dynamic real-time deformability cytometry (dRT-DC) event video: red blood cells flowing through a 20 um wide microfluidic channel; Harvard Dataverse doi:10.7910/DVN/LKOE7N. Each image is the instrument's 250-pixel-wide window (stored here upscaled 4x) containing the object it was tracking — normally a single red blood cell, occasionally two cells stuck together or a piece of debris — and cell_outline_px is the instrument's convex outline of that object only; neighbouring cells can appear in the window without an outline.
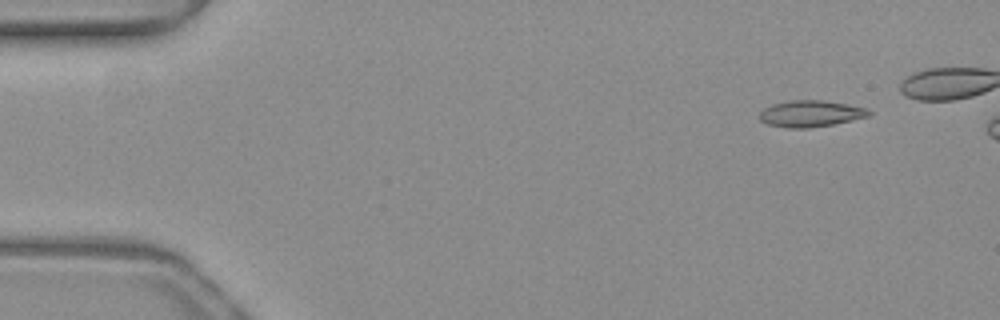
{"species": "common noctule bat (a hibernating species)", "species_latin": "Nyctalus noctula", "temperature_condition": "warm", "stored_images_in_passage": 7, "camera_frame_rate_fps": 3000, "um_per_image_px": 0.085, "animal": {"sex": "female", "body_mass_g": 19.3, "forearm_length_mm": 54.1}, "frame": {"image": 1, "passage_image": 1, "time_ms": 0.0, "image_size_px": [1000, 320], "cell_outline_px": [[872, 112], [868, 116], [852, 120], [832, 124], [808, 128], [788, 128], [768, 124], [760, 120], [756, 116], [764, 108], [772, 104], [788, 100], [824, 100], [848, 104], [864, 108]], "centroid_in_image_um": [68.85, 9.65], "position_along_channel_um": 16.2, "area_um2": 16.88}}